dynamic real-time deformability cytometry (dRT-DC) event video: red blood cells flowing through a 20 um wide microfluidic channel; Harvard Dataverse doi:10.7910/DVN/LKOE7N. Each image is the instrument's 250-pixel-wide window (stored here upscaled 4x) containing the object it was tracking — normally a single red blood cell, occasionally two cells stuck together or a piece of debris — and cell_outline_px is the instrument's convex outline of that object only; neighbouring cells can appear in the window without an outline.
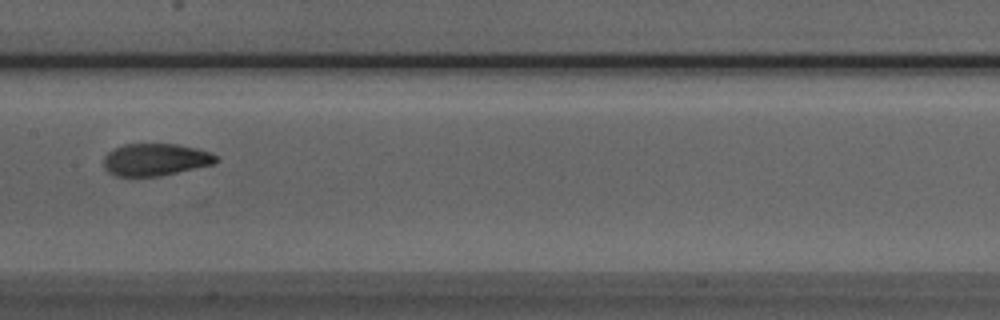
{"species": "Egyptian fruit bat (a non-hibernating species)", "species_latin": "Rousettus aegyptiacus", "temperature_condition": "room temperature", "stored_images_in_passage": 6, "camera_frame_rate_fps": 3000, "um_per_image_px": 0.085, "animal": {"sex": "male"}, "frame": {"image": 1, "passage_image": 5, "time_ms": 4.667, "image_size_px": [1000, 320], "cell_outline_px": [[220, 160], [212, 164], [160, 176], [116, 176], [108, 172], [104, 168], [104, 156], [108, 152], [124, 144], [176, 144], [196, 148], [212, 152], [220, 156]], "centroid_in_image_um": [13.24, 13.56], "position_along_channel_um": 194.2, "area_um2": 21.15}}
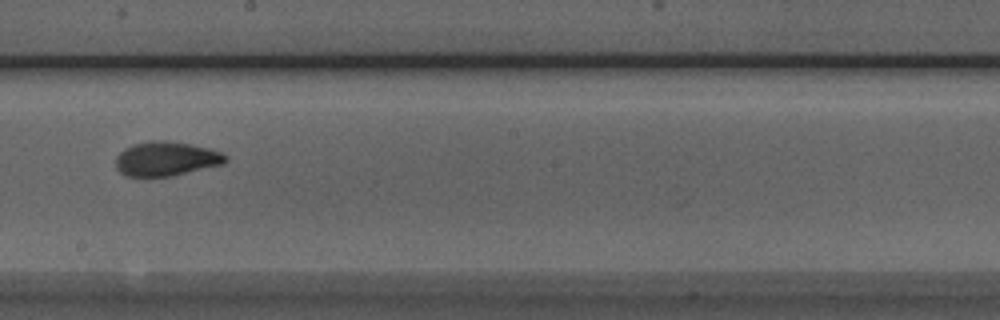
{"frame": {"image": 2, "passage_image": 6, "time_ms": 5.667, "image_size_px": [1000, 320], "cell_outline_px": [[228, 160], [224, 164], [172, 176], [128, 176], [120, 172], [116, 168], [116, 156], [124, 148], [132, 144], [152, 140], [164, 140], [188, 144], [208, 148], [220, 152], [228, 156]], "centroid_in_image_um": [14.12, 13.49], "position_along_channel_um": 234.1, "area_um2": 21.96}}